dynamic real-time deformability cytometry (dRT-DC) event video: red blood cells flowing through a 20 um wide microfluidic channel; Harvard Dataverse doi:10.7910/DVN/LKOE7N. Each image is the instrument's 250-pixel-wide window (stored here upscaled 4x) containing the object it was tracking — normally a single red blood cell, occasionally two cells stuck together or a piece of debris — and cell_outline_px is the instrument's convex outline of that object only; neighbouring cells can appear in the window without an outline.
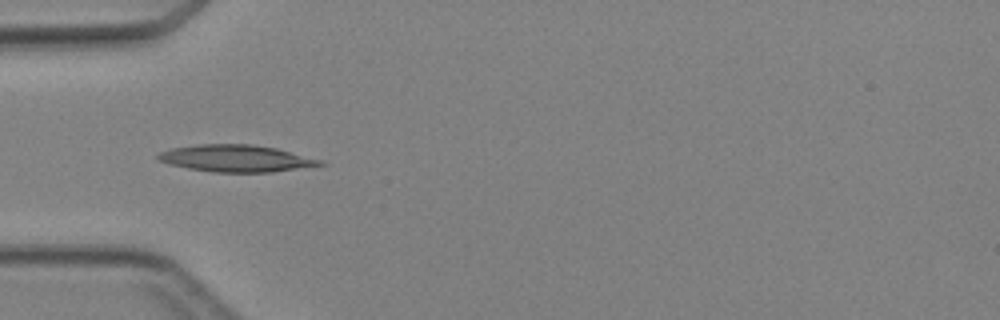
{"species": "Egyptian fruit bat (a non-hibernating species)", "species_latin": "Rousettus aegyptiacus", "temperature_condition": "cold", "stored_images_in_passage": 3, "camera_frame_rate_fps": 3000, "um_per_image_px": 0.085, "animal": {"sex": "female"}, "frame": {"image": 1, "passage_image": 3, "time_ms": 2.667, "image_size_px": [1000, 320], "cell_outline_px": [[328, 164], [272, 172], [212, 172], [188, 168], [168, 164], [160, 160], [156, 156], [160, 152], [172, 148], [196, 144], [252, 144], [276, 148], [324, 160]], "centroid_in_image_um": [20.1, 13.46], "position_along_channel_um": 64.9, "area_um2": 25.49}}